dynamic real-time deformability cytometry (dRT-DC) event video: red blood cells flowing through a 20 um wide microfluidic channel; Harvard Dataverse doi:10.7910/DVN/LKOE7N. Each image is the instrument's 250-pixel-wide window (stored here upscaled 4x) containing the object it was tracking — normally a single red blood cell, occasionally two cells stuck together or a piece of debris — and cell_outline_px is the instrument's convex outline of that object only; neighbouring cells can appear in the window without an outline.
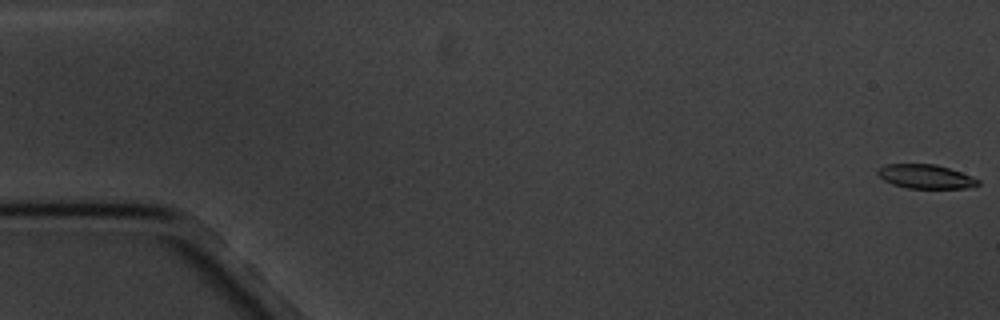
{"species": "common noctule bat (a hibernating species)", "species_latin": "Nyctalus noctula", "temperature_condition": "cold", "stored_images_in_passage": 8, "camera_frame_rate_fps": 3000, "um_per_image_px": 0.085, "animal": {"sex": "male", "body_mass_g": 20.1, "forearm_length_mm": 53.5}, "frame": {"image": 1, "passage_image": 1, "time_ms": 0.0, "image_size_px": [1000, 320], "cell_outline_px": [[980, 184], [968, 188], [908, 188], [892, 184], [884, 180], [876, 172], [880, 168], [888, 164], [936, 164], [972, 176], [980, 180]], "centroid_in_image_um": [78.71, 15.01], "position_along_channel_um": 6.3, "area_um2": 13.93}}
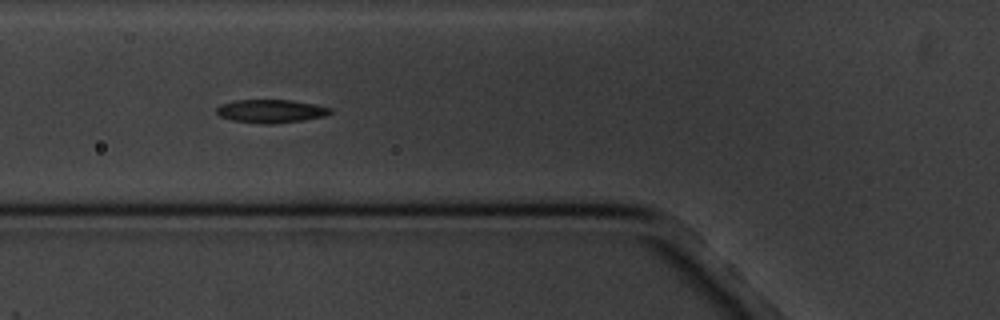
{"frame": {"image": 2, "passage_image": 7, "time_ms": 7.0, "image_size_px": [1000, 320], "cell_outline_px": [[332, 112], [324, 116], [304, 120], [272, 124], [264, 124], [232, 120], [220, 116], [216, 112], [216, 108], [220, 104], [236, 100], [292, 100], [332, 108]], "centroid_in_image_um": [23.01, 9.45], "position_along_channel_um": 102.8, "area_um2": 15.37}}
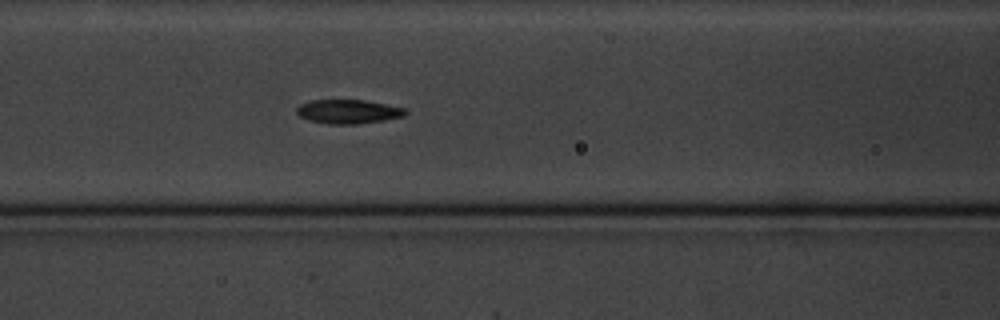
{"frame": {"image": 3, "passage_image": 8, "time_ms": 8.0, "image_size_px": [1000, 320], "cell_outline_px": [[408, 112], [404, 116], [384, 120], [356, 124], [328, 124], [308, 120], [300, 116], [296, 112], [296, 108], [300, 104], [312, 100], [364, 100], [404, 108]], "centroid_in_image_um": [29.57, 9.49], "position_along_channel_um": 137.0, "area_um2": 15.14}}